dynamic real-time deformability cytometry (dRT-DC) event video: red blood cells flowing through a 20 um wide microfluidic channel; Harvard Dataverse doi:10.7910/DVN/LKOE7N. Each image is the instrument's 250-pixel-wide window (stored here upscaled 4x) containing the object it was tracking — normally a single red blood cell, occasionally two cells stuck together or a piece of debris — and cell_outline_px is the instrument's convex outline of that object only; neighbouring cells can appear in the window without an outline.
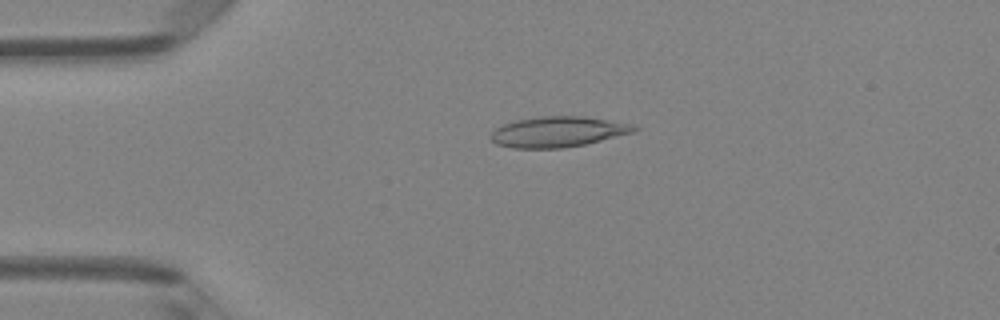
{"species": "Egyptian fruit bat (a non-hibernating species)", "species_latin": "Rousettus aegyptiacus", "temperature_condition": "room temperature", "stored_images_in_passage": 7, "camera_frame_rate_fps": 3000, "um_per_image_px": 0.085, "animal": {"sex": "female"}, "frame": {"image": 1, "passage_image": 3, "time_ms": 2.333, "image_size_px": [1000, 320], "cell_outline_px": [[640, 128], [636, 132], [584, 144], [560, 148], [512, 148], [496, 144], [488, 136], [496, 128], [504, 124], [516, 120], [540, 116], [584, 116], [608, 120], [628, 124]], "centroid_in_image_um": [47.4, 11.2], "position_along_channel_um": 37.6, "area_um2": 25.37}}
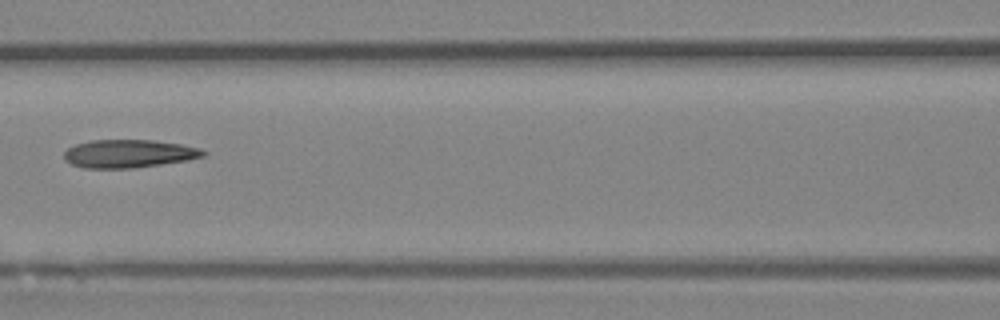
{"frame": {"image": 2, "passage_image": 6, "time_ms": 6.0, "image_size_px": [1000, 320], "cell_outline_px": [[208, 152], [204, 156], [188, 160], [132, 168], [84, 168], [72, 164], [64, 160], [64, 152], [68, 148], [76, 144], [92, 140], [152, 140], [180, 144], [200, 148]], "centroid_in_image_um": [10.95, 13.06], "position_along_channel_um": 155.7, "area_um2": 22.72}}
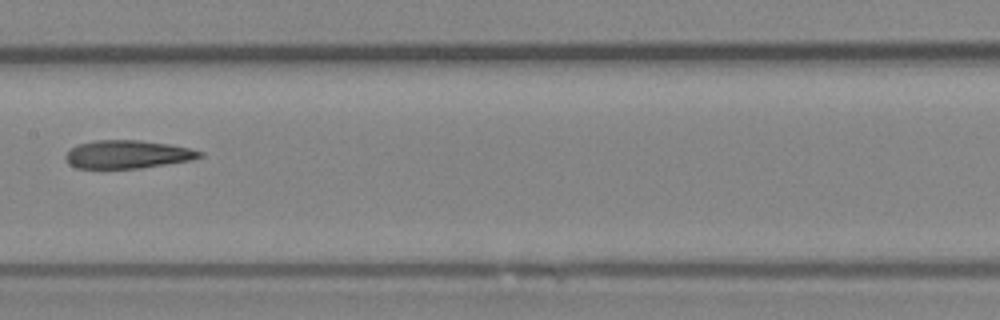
{"frame": {"image": 3, "passage_image": 7, "time_ms": 7.0, "image_size_px": [1000, 320], "cell_outline_px": [[204, 156], [192, 160], [140, 168], [76, 168], [68, 164], [64, 156], [76, 144], [96, 140], [140, 140], [168, 144], [192, 148], [204, 152]], "centroid_in_image_um": [10.86, 13.12], "position_along_channel_um": 196.5, "area_um2": 22.14}}